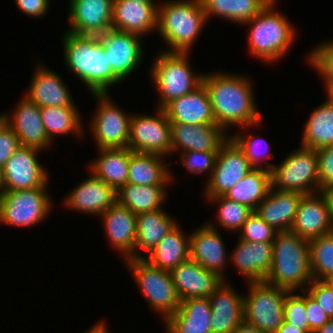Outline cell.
Returning a JSON list of instances; mask_svg holds the SVG:
<instances>
[{
  "instance_id": "1",
  "label": "cell",
  "mask_w": 333,
  "mask_h": 333,
  "mask_svg": "<svg viewBox=\"0 0 333 333\" xmlns=\"http://www.w3.org/2000/svg\"><path fill=\"white\" fill-rule=\"evenodd\" d=\"M216 124L226 132L235 127H248L263 121L249 76L229 72L203 73ZM228 129V130H227Z\"/></svg>"
},
{
  "instance_id": "2",
  "label": "cell",
  "mask_w": 333,
  "mask_h": 333,
  "mask_svg": "<svg viewBox=\"0 0 333 333\" xmlns=\"http://www.w3.org/2000/svg\"><path fill=\"white\" fill-rule=\"evenodd\" d=\"M64 64L91 93H108L122 82L108 65L98 36L77 35L66 30L62 37Z\"/></svg>"
},
{
  "instance_id": "3",
  "label": "cell",
  "mask_w": 333,
  "mask_h": 333,
  "mask_svg": "<svg viewBox=\"0 0 333 333\" xmlns=\"http://www.w3.org/2000/svg\"><path fill=\"white\" fill-rule=\"evenodd\" d=\"M158 1L157 33L167 48L164 52L190 53L207 24L201 0Z\"/></svg>"
},
{
  "instance_id": "4",
  "label": "cell",
  "mask_w": 333,
  "mask_h": 333,
  "mask_svg": "<svg viewBox=\"0 0 333 333\" xmlns=\"http://www.w3.org/2000/svg\"><path fill=\"white\" fill-rule=\"evenodd\" d=\"M272 244V265L264 282L298 293L305 290L313 280L309 241L292 231H282L276 232Z\"/></svg>"
},
{
  "instance_id": "5",
  "label": "cell",
  "mask_w": 333,
  "mask_h": 333,
  "mask_svg": "<svg viewBox=\"0 0 333 333\" xmlns=\"http://www.w3.org/2000/svg\"><path fill=\"white\" fill-rule=\"evenodd\" d=\"M278 3L277 0H271L256 16L243 24L250 28L247 34L249 53L267 64L278 62L286 56L297 36L294 24L286 15L278 12Z\"/></svg>"
},
{
  "instance_id": "6",
  "label": "cell",
  "mask_w": 333,
  "mask_h": 333,
  "mask_svg": "<svg viewBox=\"0 0 333 333\" xmlns=\"http://www.w3.org/2000/svg\"><path fill=\"white\" fill-rule=\"evenodd\" d=\"M159 52L152 59L149 76L159 97L156 108L163 109L174 99L198 87L202 83L203 73L192 71L190 53Z\"/></svg>"
},
{
  "instance_id": "7",
  "label": "cell",
  "mask_w": 333,
  "mask_h": 333,
  "mask_svg": "<svg viewBox=\"0 0 333 333\" xmlns=\"http://www.w3.org/2000/svg\"><path fill=\"white\" fill-rule=\"evenodd\" d=\"M145 296L148 306L165 321L174 314L181 303L169 271L153 266L144 258L123 260Z\"/></svg>"
},
{
  "instance_id": "8",
  "label": "cell",
  "mask_w": 333,
  "mask_h": 333,
  "mask_svg": "<svg viewBox=\"0 0 333 333\" xmlns=\"http://www.w3.org/2000/svg\"><path fill=\"white\" fill-rule=\"evenodd\" d=\"M48 184L34 189L5 191L0 196V224L27 228L47 220L54 207Z\"/></svg>"
},
{
  "instance_id": "9",
  "label": "cell",
  "mask_w": 333,
  "mask_h": 333,
  "mask_svg": "<svg viewBox=\"0 0 333 333\" xmlns=\"http://www.w3.org/2000/svg\"><path fill=\"white\" fill-rule=\"evenodd\" d=\"M271 171V187L302 194L320 192L318 187V158L315 149L299 146L286 155Z\"/></svg>"
},
{
  "instance_id": "10",
  "label": "cell",
  "mask_w": 333,
  "mask_h": 333,
  "mask_svg": "<svg viewBox=\"0 0 333 333\" xmlns=\"http://www.w3.org/2000/svg\"><path fill=\"white\" fill-rule=\"evenodd\" d=\"M97 102L96 110L88 124L97 149L128 148L130 119L129 114L112 100L110 92L91 93Z\"/></svg>"
},
{
  "instance_id": "11",
  "label": "cell",
  "mask_w": 333,
  "mask_h": 333,
  "mask_svg": "<svg viewBox=\"0 0 333 333\" xmlns=\"http://www.w3.org/2000/svg\"><path fill=\"white\" fill-rule=\"evenodd\" d=\"M244 296V320L263 333H275L284 322V304L288 290L266 282L247 283Z\"/></svg>"
},
{
  "instance_id": "12",
  "label": "cell",
  "mask_w": 333,
  "mask_h": 333,
  "mask_svg": "<svg viewBox=\"0 0 333 333\" xmlns=\"http://www.w3.org/2000/svg\"><path fill=\"white\" fill-rule=\"evenodd\" d=\"M153 115L133 114L130 119L128 148L133 152L172 155L171 123L161 108Z\"/></svg>"
},
{
  "instance_id": "13",
  "label": "cell",
  "mask_w": 333,
  "mask_h": 333,
  "mask_svg": "<svg viewBox=\"0 0 333 333\" xmlns=\"http://www.w3.org/2000/svg\"><path fill=\"white\" fill-rule=\"evenodd\" d=\"M253 168L243 150L229 137L219 149L214 170L204 184V197L223 196Z\"/></svg>"
},
{
  "instance_id": "14",
  "label": "cell",
  "mask_w": 333,
  "mask_h": 333,
  "mask_svg": "<svg viewBox=\"0 0 333 333\" xmlns=\"http://www.w3.org/2000/svg\"><path fill=\"white\" fill-rule=\"evenodd\" d=\"M98 38L107 56L108 65L121 81L127 80L144 61L142 36L109 29L98 35Z\"/></svg>"
},
{
  "instance_id": "15",
  "label": "cell",
  "mask_w": 333,
  "mask_h": 333,
  "mask_svg": "<svg viewBox=\"0 0 333 333\" xmlns=\"http://www.w3.org/2000/svg\"><path fill=\"white\" fill-rule=\"evenodd\" d=\"M39 152L43 151L22 145L15 150L3 166L5 191L44 187L49 182L48 169L40 163Z\"/></svg>"
},
{
  "instance_id": "16",
  "label": "cell",
  "mask_w": 333,
  "mask_h": 333,
  "mask_svg": "<svg viewBox=\"0 0 333 333\" xmlns=\"http://www.w3.org/2000/svg\"><path fill=\"white\" fill-rule=\"evenodd\" d=\"M212 222L203 223L190 233V259L227 281L223 272L229 265L230 254L226 252L227 247L217 225Z\"/></svg>"
},
{
  "instance_id": "17",
  "label": "cell",
  "mask_w": 333,
  "mask_h": 333,
  "mask_svg": "<svg viewBox=\"0 0 333 333\" xmlns=\"http://www.w3.org/2000/svg\"><path fill=\"white\" fill-rule=\"evenodd\" d=\"M290 231L308 241L333 231L331 204L325 191L303 195Z\"/></svg>"
},
{
  "instance_id": "18",
  "label": "cell",
  "mask_w": 333,
  "mask_h": 333,
  "mask_svg": "<svg viewBox=\"0 0 333 333\" xmlns=\"http://www.w3.org/2000/svg\"><path fill=\"white\" fill-rule=\"evenodd\" d=\"M20 98L12 114L2 112L3 121L14 131L22 146L46 151L53 143L46 134L40 108L26 96Z\"/></svg>"
},
{
  "instance_id": "19",
  "label": "cell",
  "mask_w": 333,
  "mask_h": 333,
  "mask_svg": "<svg viewBox=\"0 0 333 333\" xmlns=\"http://www.w3.org/2000/svg\"><path fill=\"white\" fill-rule=\"evenodd\" d=\"M68 32L98 36L112 29L113 0H69Z\"/></svg>"
},
{
  "instance_id": "20",
  "label": "cell",
  "mask_w": 333,
  "mask_h": 333,
  "mask_svg": "<svg viewBox=\"0 0 333 333\" xmlns=\"http://www.w3.org/2000/svg\"><path fill=\"white\" fill-rule=\"evenodd\" d=\"M158 4L143 0H113L112 29L142 37L157 32Z\"/></svg>"
},
{
  "instance_id": "21",
  "label": "cell",
  "mask_w": 333,
  "mask_h": 333,
  "mask_svg": "<svg viewBox=\"0 0 333 333\" xmlns=\"http://www.w3.org/2000/svg\"><path fill=\"white\" fill-rule=\"evenodd\" d=\"M90 176L66 195V208L86 215L100 216L117 202V191L89 172Z\"/></svg>"
},
{
  "instance_id": "22",
  "label": "cell",
  "mask_w": 333,
  "mask_h": 333,
  "mask_svg": "<svg viewBox=\"0 0 333 333\" xmlns=\"http://www.w3.org/2000/svg\"><path fill=\"white\" fill-rule=\"evenodd\" d=\"M226 132L218 125H186L171 123L172 154L188 151L219 152L221 146L229 139Z\"/></svg>"
},
{
  "instance_id": "23",
  "label": "cell",
  "mask_w": 333,
  "mask_h": 333,
  "mask_svg": "<svg viewBox=\"0 0 333 333\" xmlns=\"http://www.w3.org/2000/svg\"><path fill=\"white\" fill-rule=\"evenodd\" d=\"M24 96L40 107H77L68 85L55 71L37 63Z\"/></svg>"
},
{
  "instance_id": "24",
  "label": "cell",
  "mask_w": 333,
  "mask_h": 333,
  "mask_svg": "<svg viewBox=\"0 0 333 333\" xmlns=\"http://www.w3.org/2000/svg\"><path fill=\"white\" fill-rule=\"evenodd\" d=\"M211 303V333H233L244 320V295L240 294L228 281L208 297Z\"/></svg>"
},
{
  "instance_id": "25",
  "label": "cell",
  "mask_w": 333,
  "mask_h": 333,
  "mask_svg": "<svg viewBox=\"0 0 333 333\" xmlns=\"http://www.w3.org/2000/svg\"><path fill=\"white\" fill-rule=\"evenodd\" d=\"M99 217L112 250L116 249L124 260L135 258L137 215L116 202Z\"/></svg>"
},
{
  "instance_id": "26",
  "label": "cell",
  "mask_w": 333,
  "mask_h": 333,
  "mask_svg": "<svg viewBox=\"0 0 333 333\" xmlns=\"http://www.w3.org/2000/svg\"><path fill=\"white\" fill-rule=\"evenodd\" d=\"M180 300L209 297L224 281L190 258L170 271Z\"/></svg>"
},
{
  "instance_id": "27",
  "label": "cell",
  "mask_w": 333,
  "mask_h": 333,
  "mask_svg": "<svg viewBox=\"0 0 333 333\" xmlns=\"http://www.w3.org/2000/svg\"><path fill=\"white\" fill-rule=\"evenodd\" d=\"M230 253L232 265L245 278L246 283L264 282L270 271L273 257V244L250 242L238 238ZM247 279V280H246Z\"/></svg>"
},
{
  "instance_id": "28",
  "label": "cell",
  "mask_w": 333,
  "mask_h": 333,
  "mask_svg": "<svg viewBox=\"0 0 333 333\" xmlns=\"http://www.w3.org/2000/svg\"><path fill=\"white\" fill-rule=\"evenodd\" d=\"M163 110L170 123L217 125L210 98L203 83L188 94L168 103Z\"/></svg>"
},
{
  "instance_id": "29",
  "label": "cell",
  "mask_w": 333,
  "mask_h": 333,
  "mask_svg": "<svg viewBox=\"0 0 333 333\" xmlns=\"http://www.w3.org/2000/svg\"><path fill=\"white\" fill-rule=\"evenodd\" d=\"M303 195L297 191H282L271 187L255 213L276 232L290 231Z\"/></svg>"
},
{
  "instance_id": "30",
  "label": "cell",
  "mask_w": 333,
  "mask_h": 333,
  "mask_svg": "<svg viewBox=\"0 0 333 333\" xmlns=\"http://www.w3.org/2000/svg\"><path fill=\"white\" fill-rule=\"evenodd\" d=\"M211 303L207 297L181 301L178 310L165 323L166 333H211Z\"/></svg>"
},
{
  "instance_id": "31",
  "label": "cell",
  "mask_w": 333,
  "mask_h": 333,
  "mask_svg": "<svg viewBox=\"0 0 333 333\" xmlns=\"http://www.w3.org/2000/svg\"><path fill=\"white\" fill-rule=\"evenodd\" d=\"M166 157L138 153L130 150L129 173L127 183L134 185H172L174 178L169 166L166 163Z\"/></svg>"
},
{
  "instance_id": "32",
  "label": "cell",
  "mask_w": 333,
  "mask_h": 333,
  "mask_svg": "<svg viewBox=\"0 0 333 333\" xmlns=\"http://www.w3.org/2000/svg\"><path fill=\"white\" fill-rule=\"evenodd\" d=\"M98 156L88 164V170L118 191L127 184L130 162L129 148L97 149Z\"/></svg>"
},
{
  "instance_id": "33",
  "label": "cell",
  "mask_w": 333,
  "mask_h": 333,
  "mask_svg": "<svg viewBox=\"0 0 333 333\" xmlns=\"http://www.w3.org/2000/svg\"><path fill=\"white\" fill-rule=\"evenodd\" d=\"M165 210L162 208L137 215L135 258H144L145 255L139 251L150 253L156 244L178 224L175 218H172Z\"/></svg>"
},
{
  "instance_id": "34",
  "label": "cell",
  "mask_w": 333,
  "mask_h": 333,
  "mask_svg": "<svg viewBox=\"0 0 333 333\" xmlns=\"http://www.w3.org/2000/svg\"><path fill=\"white\" fill-rule=\"evenodd\" d=\"M189 251L190 233H184L178 223L144 259L153 266L170 272L190 258Z\"/></svg>"
},
{
  "instance_id": "35",
  "label": "cell",
  "mask_w": 333,
  "mask_h": 333,
  "mask_svg": "<svg viewBox=\"0 0 333 333\" xmlns=\"http://www.w3.org/2000/svg\"><path fill=\"white\" fill-rule=\"evenodd\" d=\"M311 112L303 127L301 146L318 150L333 145V94Z\"/></svg>"
},
{
  "instance_id": "36",
  "label": "cell",
  "mask_w": 333,
  "mask_h": 333,
  "mask_svg": "<svg viewBox=\"0 0 333 333\" xmlns=\"http://www.w3.org/2000/svg\"><path fill=\"white\" fill-rule=\"evenodd\" d=\"M170 185H134L127 183L117 191V202L135 215L162 209ZM168 187V188H167Z\"/></svg>"
},
{
  "instance_id": "37",
  "label": "cell",
  "mask_w": 333,
  "mask_h": 333,
  "mask_svg": "<svg viewBox=\"0 0 333 333\" xmlns=\"http://www.w3.org/2000/svg\"><path fill=\"white\" fill-rule=\"evenodd\" d=\"M270 188L271 171L265 168H253L223 196L255 211L265 199Z\"/></svg>"
},
{
  "instance_id": "38",
  "label": "cell",
  "mask_w": 333,
  "mask_h": 333,
  "mask_svg": "<svg viewBox=\"0 0 333 333\" xmlns=\"http://www.w3.org/2000/svg\"><path fill=\"white\" fill-rule=\"evenodd\" d=\"M42 123L49 140L53 143L59 136L72 134L85 137V125L78 107H40Z\"/></svg>"
},
{
  "instance_id": "39",
  "label": "cell",
  "mask_w": 333,
  "mask_h": 333,
  "mask_svg": "<svg viewBox=\"0 0 333 333\" xmlns=\"http://www.w3.org/2000/svg\"><path fill=\"white\" fill-rule=\"evenodd\" d=\"M271 0H201L207 21L221 17L243 25L256 16ZM211 17V18H210ZM209 19V20H208Z\"/></svg>"
},
{
  "instance_id": "40",
  "label": "cell",
  "mask_w": 333,
  "mask_h": 333,
  "mask_svg": "<svg viewBox=\"0 0 333 333\" xmlns=\"http://www.w3.org/2000/svg\"><path fill=\"white\" fill-rule=\"evenodd\" d=\"M262 125V121L246 127H241L245 132L242 133L241 130L237 128L240 132L230 133V137L237 143V145L243 150L245 156L249 160V163L254 168H265L271 170L274 164L268 162V158H274L275 154L271 152V143L267 142L265 138L260 139L258 136L254 137L252 133L246 131L249 128H257ZM265 164V165H264Z\"/></svg>"
},
{
  "instance_id": "41",
  "label": "cell",
  "mask_w": 333,
  "mask_h": 333,
  "mask_svg": "<svg viewBox=\"0 0 333 333\" xmlns=\"http://www.w3.org/2000/svg\"><path fill=\"white\" fill-rule=\"evenodd\" d=\"M310 266L314 280L333 277V233L311 239Z\"/></svg>"
},
{
  "instance_id": "42",
  "label": "cell",
  "mask_w": 333,
  "mask_h": 333,
  "mask_svg": "<svg viewBox=\"0 0 333 333\" xmlns=\"http://www.w3.org/2000/svg\"><path fill=\"white\" fill-rule=\"evenodd\" d=\"M206 200L217 205V215L215 220L217 225L224 230L237 232L242 228L247 218L253 213V210L249 207L240 204L234 200L227 199L224 196L217 197H205Z\"/></svg>"
},
{
  "instance_id": "43",
  "label": "cell",
  "mask_w": 333,
  "mask_h": 333,
  "mask_svg": "<svg viewBox=\"0 0 333 333\" xmlns=\"http://www.w3.org/2000/svg\"><path fill=\"white\" fill-rule=\"evenodd\" d=\"M308 53L306 61L322 77L325 94H333V40L319 43Z\"/></svg>"
},
{
  "instance_id": "44",
  "label": "cell",
  "mask_w": 333,
  "mask_h": 333,
  "mask_svg": "<svg viewBox=\"0 0 333 333\" xmlns=\"http://www.w3.org/2000/svg\"><path fill=\"white\" fill-rule=\"evenodd\" d=\"M288 291L284 304V321L304 330L306 333H313L310 329L306 314V291Z\"/></svg>"
},
{
  "instance_id": "45",
  "label": "cell",
  "mask_w": 333,
  "mask_h": 333,
  "mask_svg": "<svg viewBox=\"0 0 333 333\" xmlns=\"http://www.w3.org/2000/svg\"><path fill=\"white\" fill-rule=\"evenodd\" d=\"M240 239L254 243H272L276 231L269 226L255 211L247 218L242 228L238 231Z\"/></svg>"
},
{
  "instance_id": "46",
  "label": "cell",
  "mask_w": 333,
  "mask_h": 333,
  "mask_svg": "<svg viewBox=\"0 0 333 333\" xmlns=\"http://www.w3.org/2000/svg\"><path fill=\"white\" fill-rule=\"evenodd\" d=\"M218 152L211 151H188L179 153L181 159L179 162L186 167L193 175L208 174V179L211 177L212 171L214 170V165L216 161Z\"/></svg>"
},
{
  "instance_id": "47",
  "label": "cell",
  "mask_w": 333,
  "mask_h": 333,
  "mask_svg": "<svg viewBox=\"0 0 333 333\" xmlns=\"http://www.w3.org/2000/svg\"><path fill=\"white\" fill-rule=\"evenodd\" d=\"M318 158V187L321 191L333 187V145L316 150Z\"/></svg>"
},
{
  "instance_id": "48",
  "label": "cell",
  "mask_w": 333,
  "mask_h": 333,
  "mask_svg": "<svg viewBox=\"0 0 333 333\" xmlns=\"http://www.w3.org/2000/svg\"><path fill=\"white\" fill-rule=\"evenodd\" d=\"M305 291L333 319V289L325 280H312Z\"/></svg>"
},
{
  "instance_id": "49",
  "label": "cell",
  "mask_w": 333,
  "mask_h": 333,
  "mask_svg": "<svg viewBox=\"0 0 333 333\" xmlns=\"http://www.w3.org/2000/svg\"><path fill=\"white\" fill-rule=\"evenodd\" d=\"M21 146L19 138L14 131L4 122L0 123V166L3 167L8 159Z\"/></svg>"
},
{
  "instance_id": "50",
  "label": "cell",
  "mask_w": 333,
  "mask_h": 333,
  "mask_svg": "<svg viewBox=\"0 0 333 333\" xmlns=\"http://www.w3.org/2000/svg\"><path fill=\"white\" fill-rule=\"evenodd\" d=\"M306 314L312 332L322 327L330 318L319 304L306 292Z\"/></svg>"
},
{
  "instance_id": "51",
  "label": "cell",
  "mask_w": 333,
  "mask_h": 333,
  "mask_svg": "<svg viewBox=\"0 0 333 333\" xmlns=\"http://www.w3.org/2000/svg\"><path fill=\"white\" fill-rule=\"evenodd\" d=\"M15 5L30 18H42L49 10L50 0H15Z\"/></svg>"
},
{
  "instance_id": "52",
  "label": "cell",
  "mask_w": 333,
  "mask_h": 333,
  "mask_svg": "<svg viewBox=\"0 0 333 333\" xmlns=\"http://www.w3.org/2000/svg\"><path fill=\"white\" fill-rule=\"evenodd\" d=\"M233 333H263L253 324L243 320L233 331Z\"/></svg>"
},
{
  "instance_id": "53",
  "label": "cell",
  "mask_w": 333,
  "mask_h": 333,
  "mask_svg": "<svg viewBox=\"0 0 333 333\" xmlns=\"http://www.w3.org/2000/svg\"><path fill=\"white\" fill-rule=\"evenodd\" d=\"M275 333H306V332L284 321Z\"/></svg>"
},
{
  "instance_id": "54",
  "label": "cell",
  "mask_w": 333,
  "mask_h": 333,
  "mask_svg": "<svg viewBox=\"0 0 333 333\" xmlns=\"http://www.w3.org/2000/svg\"><path fill=\"white\" fill-rule=\"evenodd\" d=\"M107 324L108 323L105 321L99 320L98 323H95L93 326H91V328L85 333H109Z\"/></svg>"
},
{
  "instance_id": "55",
  "label": "cell",
  "mask_w": 333,
  "mask_h": 333,
  "mask_svg": "<svg viewBox=\"0 0 333 333\" xmlns=\"http://www.w3.org/2000/svg\"><path fill=\"white\" fill-rule=\"evenodd\" d=\"M313 333H333V319H330L322 327L318 328Z\"/></svg>"
},
{
  "instance_id": "56",
  "label": "cell",
  "mask_w": 333,
  "mask_h": 333,
  "mask_svg": "<svg viewBox=\"0 0 333 333\" xmlns=\"http://www.w3.org/2000/svg\"><path fill=\"white\" fill-rule=\"evenodd\" d=\"M325 192L328 195V199L331 204V213H332V220H333V187L327 189Z\"/></svg>"
},
{
  "instance_id": "57",
  "label": "cell",
  "mask_w": 333,
  "mask_h": 333,
  "mask_svg": "<svg viewBox=\"0 0 333 333\" xmlns=\"http://www.w3.org/2000/svg\"><path fill=\"white\" fill-rule=\"evenodd\" d=\"M5 192V183L3 179V167L0 166V196Z\"/></svg>"
},
{
  "instance_id": "58",
  "label": "cell",
  "mask_w": 333,
  "mask_h": 333,
  "mask_svg": "<svg viewBox=\"0 0 333 333\" xmlns=\"http://www.w3.org/2000/svg\"><path fill=\"white\" fill-rule=\"evenodd\" d=\"M330 286L331 288L333 289V277L332 278H328L325 280Z\"/></svg>"
},
{
  "instance_id": "59",
  "label": "cell",
  "mask_w": 333,
  "mask_h": 333,
  "mask_svg": "<svg viewBox=\"0 0 333 333\" xmlns=\"http://www.w3.org/2000/svg\"><path fill=\"white\" fill-rule=\"evenodd\" d=\"M3 121V114L0 113V123Z\"/></svg>"
},
{
  "instance_id": "60",
  "label": "cell",
  "mask_w": 333,
  "mask_h": 333,
  "mask_svg": "<svg viewBox=\"0 0 333 333\" xmlns=\"http://www.w3.org/2000/svg\"><path fill=\"white\" fill-rule=\"evenodd\" d=\"M143 1H148V2H155V0H143Z\"/></svg>"
}]
</instances>
